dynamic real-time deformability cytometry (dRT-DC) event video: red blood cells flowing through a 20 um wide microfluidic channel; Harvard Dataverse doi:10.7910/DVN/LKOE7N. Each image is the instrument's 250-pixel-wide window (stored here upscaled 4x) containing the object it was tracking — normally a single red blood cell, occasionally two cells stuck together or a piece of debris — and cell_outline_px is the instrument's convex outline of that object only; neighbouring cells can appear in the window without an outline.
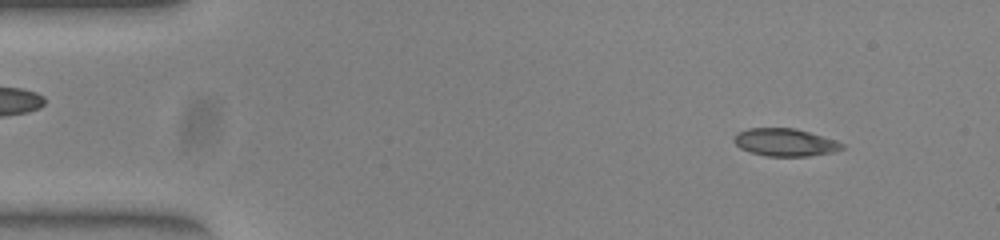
{"species": "common noctule bat (a hibernating species)", "species_latin": "Nyctalus noctula", "temperature_condition": "warm", "stored_images_in_passage": 51, "camera_frame_rate_fps": 3000, "um_per_image_px": 0.085, "animal": {"sex": "female", "body_mass_g": 23.0, "forearm_length_mm": 53.4}, "frame": {"image": 1, "passage_image": 5, "time_ms": 1.333, "image_size_px": [1000, 240], "cell_outline_px": [[844, 148], [832, 152], [808, 156], [764, 156], [748, 152], [740, 148], [732, 140], [732, 136], [736, 132], [748, 128], [796, 128], [836, 140], [844, 144]], "centroid_in_image_um": [66.67, 12.09], "position_along_channel_um": 18.3, "area_um2": 17.63}}
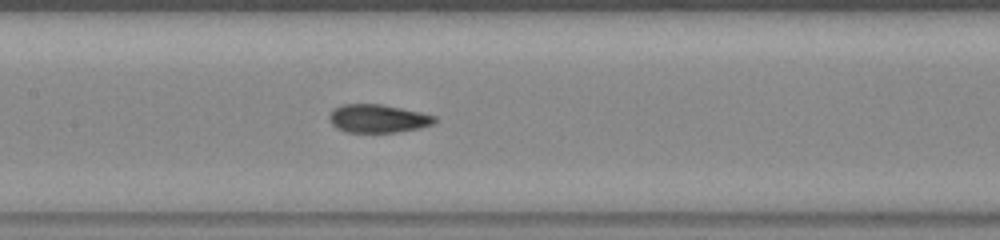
{"frame": {"image": 2, "passage_image": 24, "time_ms": 7.667, "image_size_px": [1000, 240], "cell_outline_px": [[436, 120], [432, 124], [420, 128], [396, 132], [348, 132], [336, 128], [332, 124], [328, 116], [332, 108], [344, 104], [380, 104], [420, 112], [436, 116]], "centroid_in_image_um": [32.09, 10.07], "position_along_channel_um": 175.3, "area_um2": 17.28}}
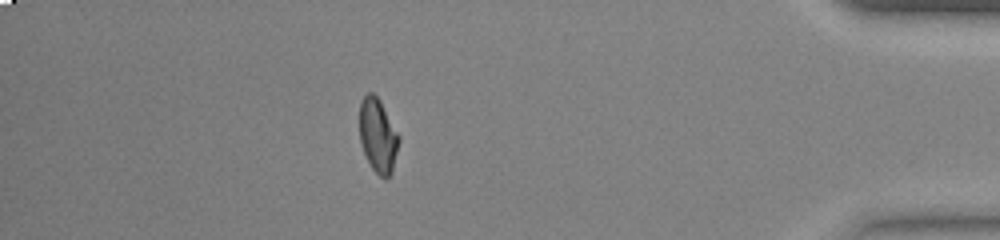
{"frame": {"image": 3, "passage_image": 45, "time_ms": 14.667, "image_size_px": [1000, 240], "cell_outline_px": [[400, 140], [392, 172], [384, 180], [372, 168], [364, 152], [360, 140], [360, 104], [364, 96], [368, 92], [372, 92], [380, 100], [400, 136]], "centroid_in_image_um": [32.14, 11.52], "position_along_channel_um": 403.1, "area_um2": 16.88}, "authors_computed_cell_mechanics": {"area_um2": 17.34, "velocity_mm_per_s": 3.9385, "shape_relaxation_time_tau1_ms": null, "shape_relaxation_time_tau2_ms": 0.991, "deformation_change_tau1": null, "deformation_change_tau2": 0.0501}}